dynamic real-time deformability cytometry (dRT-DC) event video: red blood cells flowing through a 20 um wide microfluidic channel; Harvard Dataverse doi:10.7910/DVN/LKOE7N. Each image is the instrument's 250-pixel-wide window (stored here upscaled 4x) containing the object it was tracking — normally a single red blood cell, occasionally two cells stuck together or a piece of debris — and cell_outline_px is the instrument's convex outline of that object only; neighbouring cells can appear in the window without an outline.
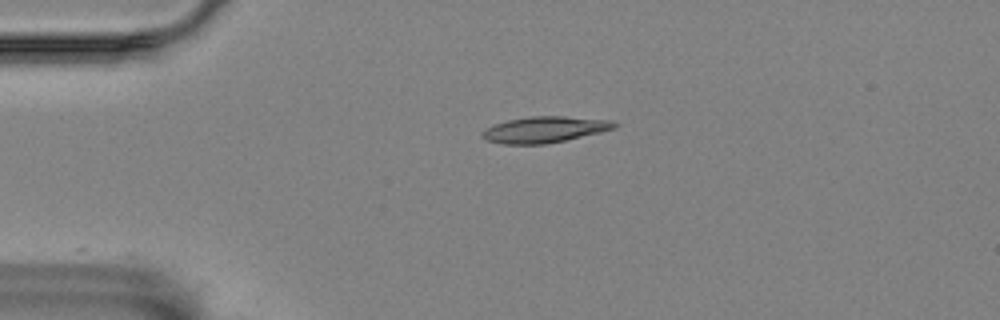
{"species": "Egyptian fruit bat (a non-hibernating species)", "species_latin": "Rousettus aegyptiacus", "temperature_condition": "room temperature", "stored_images_in_passage": 45, "camera_frame_rate_fps": 3000, "um_per_image_px": 0.085, "animal": {"sex": "female"}, "frame": {"image": 1, "passage_image": 1, "time_ms": 0.0, "image_size_px": [1000, 320], "cell_outline_px": [[620, 124], [616, 128], [600, 132], [564, 140], [544, 144], [504, 144], [488, 140], [480, 136], [480, 132], [484, 128], [492, 124], [508, 120], [528, 116], [564, 116], [612, 120]], "centroid_in_image_um": [46.27, 11.0], "position_along_channel_um": 38.7, "area_um2": 20.23}}
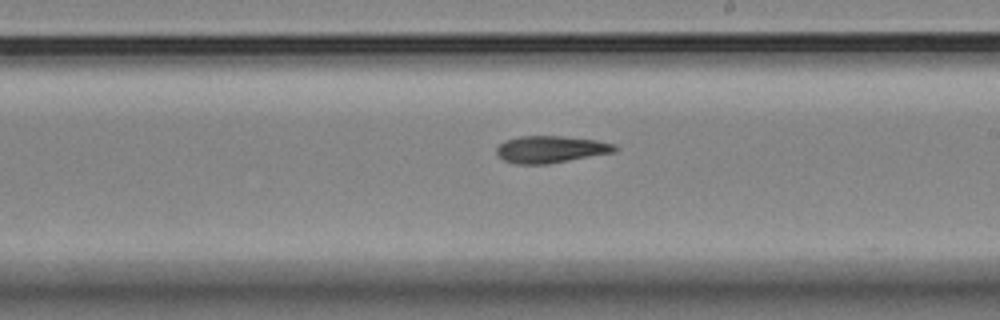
{"frame": {"image": 2, "passage_image": 21, "time_ms": 6.667, "image_size_px": [1000, 320], "cell_outline_px": [[620, 148], [616, 152], [548, 164], [516, 164], [504, 160], [496, 152], [496, 148], [504, 140], [520, 136], [564, 136], [596, 140], [616, 144]], "centroid_in_image_um": [46.86, 12.69], "position_along_channel_um": 242.1, "area_um2": 18.79}}
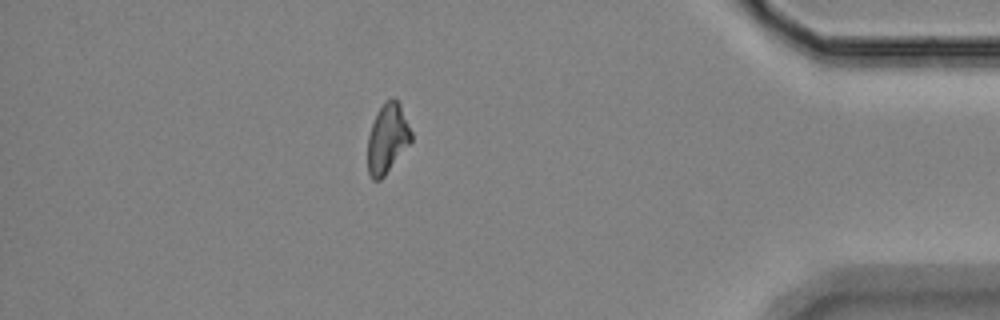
{"frame": {"image": 3, "passage_image": 38, "time_ms": 12.333, "image_size_px": [1000, 320], "cell_outline_px": [[412, 140], [384, 176], [380, 180], [372, 180], [368, 172], [368, 136], [376, 112], [392, 96], [400, 104], [412, 132]], "centroid_in_image_um": [32.92, 11.78], "position_along_channel_um": 402.3, "area_um2": 17.4}}